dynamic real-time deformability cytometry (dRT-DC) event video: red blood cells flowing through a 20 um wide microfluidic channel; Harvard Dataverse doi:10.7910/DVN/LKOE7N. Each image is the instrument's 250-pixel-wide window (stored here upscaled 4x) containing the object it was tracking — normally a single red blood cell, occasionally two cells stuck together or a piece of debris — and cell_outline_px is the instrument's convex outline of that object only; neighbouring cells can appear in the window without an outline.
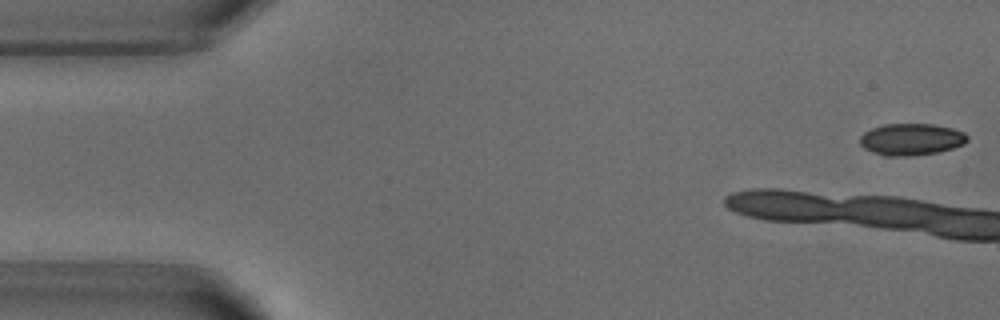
{"species": "common noctule bat (a hibernating species)", "species_latin": "Nyctalus noctula", "temperature_condition": "warm", "stored_images_in_passage": 9, "camera_frame_rate_fps": 3000, "um_per_image_px": 0.085, "animal": {"sex": "male", "body_mass_g": 18.8}, "frame": {"image": 1, "passage_image": 1, "time_ms": 0.0, "image_size_px": [1000, 320], "cell_outline_px": [[968, 140], [964, 144], [952, 148], [936, 152], [908, 156], [884, 156], [872, 152], [864, 148], [860, 144], [860, 136], [864, 132], [872, 128], [884, 124], [932, 124], [952, 128], [964, 132], [968, 136]], "centroid_in_image_um": [77.44, 11.84], "position_along_channel_um": 7.6, "area_um2": 19.88}}